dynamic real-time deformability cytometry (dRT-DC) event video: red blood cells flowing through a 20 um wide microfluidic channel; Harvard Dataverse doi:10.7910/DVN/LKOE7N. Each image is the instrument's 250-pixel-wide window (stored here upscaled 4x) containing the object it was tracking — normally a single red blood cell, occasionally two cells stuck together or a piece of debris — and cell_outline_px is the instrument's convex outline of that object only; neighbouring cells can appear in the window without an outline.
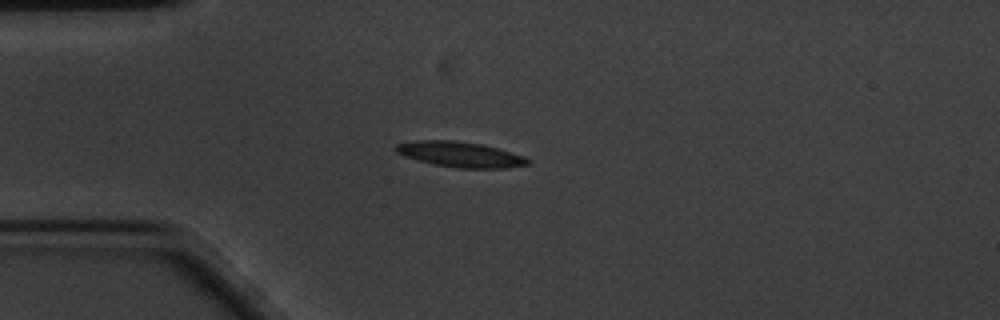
{"species": "common noctule bat (a hibernating species)", "species_latin": "Nyctalus noctula", "temperature_condition": "cold", "stored_images_in_passage": 45, "camera_frame_rate_fps": 3000, "um_per_image_px": 0.085, "animal": {"sex": "male", "body_mass_g": 20.1, "forearm_length_mm": 53.5}, "frame": {"image": 1, "passage_image": 1, "time_ms": 0.0, "image_size_px": [1000, 320], "cell_outline_px": [[528, 164], [504, 168], [460, 168], [432, 164], [404, 156], [396, 152], [392, 148], [396, 144], [416, 140], [452, 140], [480, 144], [512, 152], [528, 160]], "centroid_in_image_um": [39.02, 13.12], "position_along_channel_um": 46.0, "area_um2": 19.25}}
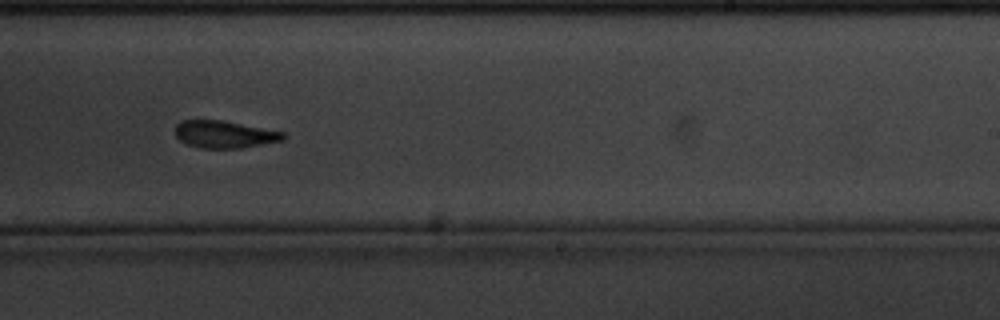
{"frame": {"image": 2, "passage_image": 22, "time_ms": 7.0, "image_size_px": [1000, 320], "cell_outline_px": [[288, 136], [284, 140], [240, 148], [200, 148], [188, 144], [180, 140], [176, 136], [176, 124], [180, 120], [220, 120], [284, 132]], "centroid_in_image_um": [19.08, 11.42], "position_along_channel_um": 269.9, "area_um2": 17.05}}
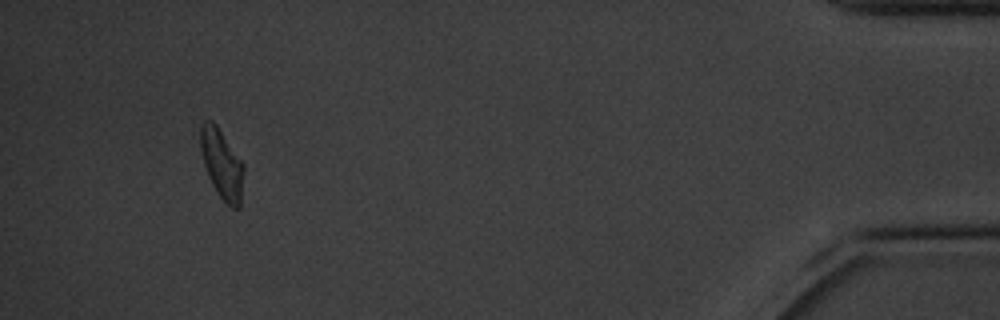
{"frame": {"image": 3, "passage_image": 41, "time_ms": 13.333, "image_size_px": [1000, 320], "cell_outline_px": [[244, 172], [240, 208], [232, 208], [220, 196], [212, 184], [208, 176], [204, 164], [200, 148], [200, 124], [204, 120], [212, 120], [216, 124], [244, 164]], "centroid_in_image_um": [18.85, 13.92], "position_along_channel_um": 416.3, "area_um2": 17.51}, "authors_computed_cell_mechanics": {"area_um2": 18.0336, "velocity_mm_per_s": 3.407, "shape_relaxation_time_tau1_ms": 4.4792, "shape_relaxation_time_tau2_ms": 4.2134, "deformation_change_tau1": 0.1346, "deformation_change_tau2": 0.1087}}